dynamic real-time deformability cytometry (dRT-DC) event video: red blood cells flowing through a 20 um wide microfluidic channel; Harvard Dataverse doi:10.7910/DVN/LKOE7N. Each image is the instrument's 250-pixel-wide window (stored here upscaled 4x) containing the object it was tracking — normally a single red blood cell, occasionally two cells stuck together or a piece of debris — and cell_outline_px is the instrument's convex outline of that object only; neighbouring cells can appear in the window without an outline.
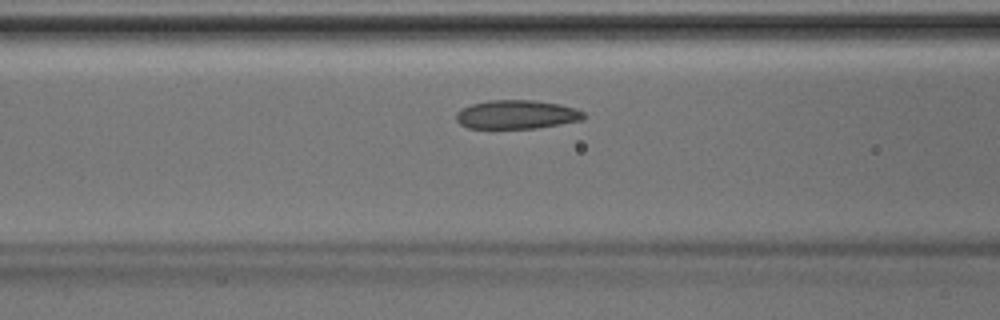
{"species": "Egyptian fruit bat (a non-hibernating species)", "species_latin": "Rousettus aegyptiacus", "temperature_condition": "room temperature", "stored_images_in_passage": 39, "camera_frame_rate_fps": 3000, "um_per_image_px": 0.085, "animal": {"sex": "male"}, "frame": {"image": 1, "passage_image": 12, "time_ms": 3.667, "image_size_px": [1000, 320], "cell_outline_px": [[588, 116], [580, 120], [560, 124], [536, 128], [468, 128], [460, 124], [456, 120], [456, 112], [460, 108], [472, 104], [488, 100], [532, 100], [560, 104], [576, 108], [584, 112]], "centroid_in_image_um": [43.91, 9.73], "position_along_channel_um": 122.7, "area_um2": 21.5}}
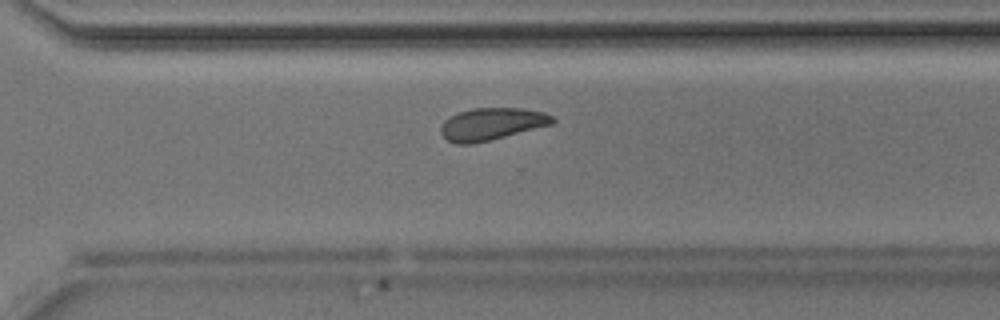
{"frame": {"image": 2, "passage_image": 26, "time_ms": 8.333, "image_size_px": [1000, 320], "cell_outline_px": [[556, 120], [552, 124], [472, 144], [456, 144], [448, 140], [440, 132], [440, 128], [444, 120], [460, 112], [472, 108], [524, 108], [544, 112], [552, 116]], "centroid_in_image_um": [41.79, 10.53], "position_along_channel_um": 328.8, "area_um2": 20.69}}
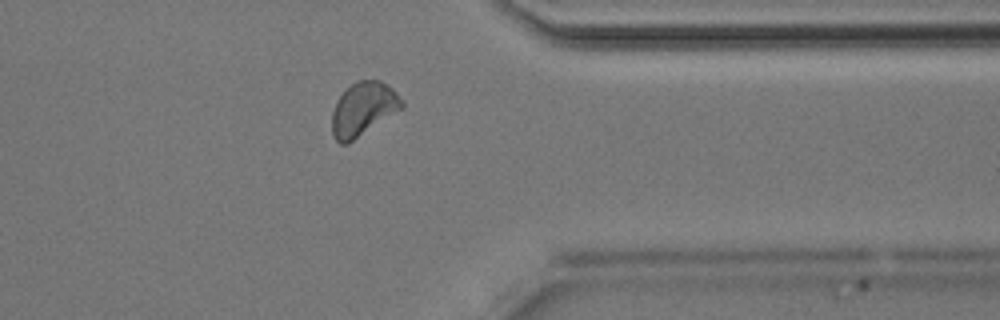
{"frame": {"image": 3, "passage_image": 30, "time_ms": 9.667, "image_size_px": [1000, 320], "cell_outline_px": [[404, 108], [348, 144], [340, 144], [336, 140], [332, 132], [332, 112], [336, 100], [352, 84], [360, 80], [380, 80], [392, 88], [396, 92], [404, 104]], "centroid_in_image_um": [30.88, 9.29], "position_along_channel_um": 380.5, "area_um2": 21.79}}